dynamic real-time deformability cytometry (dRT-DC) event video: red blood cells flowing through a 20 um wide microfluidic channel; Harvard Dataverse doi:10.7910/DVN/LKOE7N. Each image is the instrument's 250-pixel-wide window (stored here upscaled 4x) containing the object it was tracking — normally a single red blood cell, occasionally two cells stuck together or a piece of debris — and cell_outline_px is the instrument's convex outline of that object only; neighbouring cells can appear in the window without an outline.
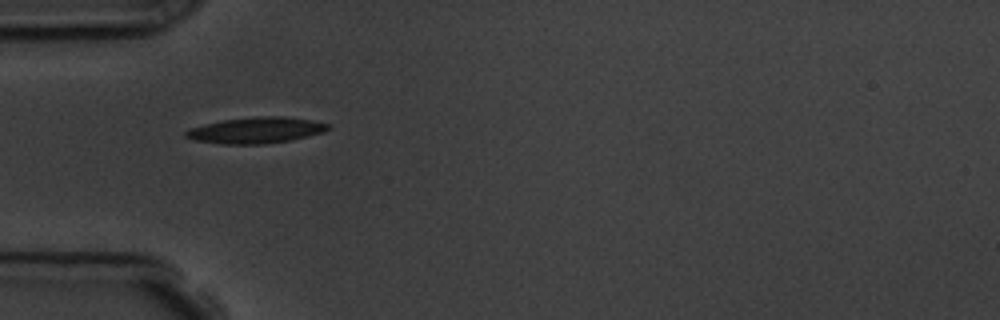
{"species": "common noctule bat (a hibernating species)", "species_latin": "Nyctalus noctula", "temperature_condition": "room temperature", "stored_images_in_passage": 2, "camera_frame_rate_fps": 3000, "um_per_image_px": 0.085, "animal": {"sex": "male", "body_mass_g": 19.5, "forearm_length_mm": 54.6}, "frame": {"image": 1, "passage_image": 1, "time_ms": 0.0, "image_size_px": [1000, 320], "cell_outline_px": [[332, 124], [324, 132], [308, 136], [288, 140], [260, 144], [224, 144], [196, 140], [184, 136], [184, 132], [188, 128], [204, 124], [224, 120], [252, 116], [284, 116], [312, 120]], "centroid_in_image_um": [21.76, 11.05], "position_along_channel_um": 63.2, "area_um2": 21.56}}